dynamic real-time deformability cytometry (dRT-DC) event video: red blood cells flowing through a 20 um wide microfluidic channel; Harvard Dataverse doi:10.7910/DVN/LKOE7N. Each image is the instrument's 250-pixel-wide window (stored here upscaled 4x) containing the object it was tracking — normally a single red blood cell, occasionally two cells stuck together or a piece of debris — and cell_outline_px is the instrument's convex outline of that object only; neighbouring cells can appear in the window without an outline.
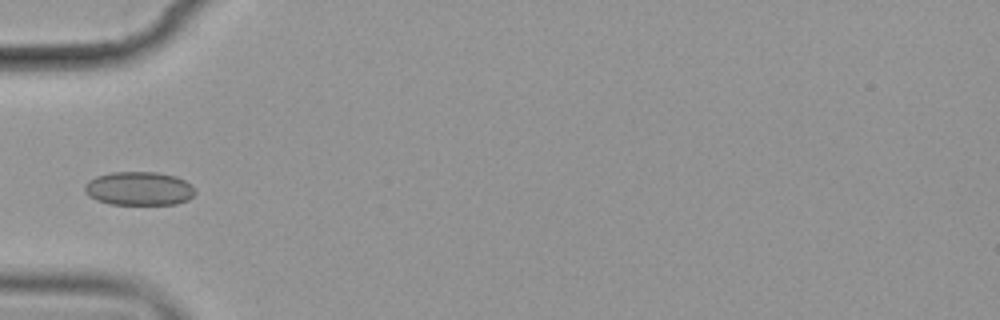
{"species": "common noctule bat (a hibernating species)", "species_latin": "Nyctalus noctula", "temperature_condition": "cold", "stored_images_in_passage": 9, "camera_frame_rate_fps": 3000, "um_per_image_px": 0.085, "animal": {"sex": "female", "body_mass_g": 19.9}, "frame": {"image": 1, "passage_image": 6, "time_ms": 5.667, "image_size_px": [1000, 320], "cell_outline_px": [[196, 192], [188, 200], [176, 204], [112, 204], [96, 200], [88, 196], [84, 192], [84, 184], [88, 180], [96, 176], [112, 172], [156, 172], [176, 176], [192, 184]], "centroid_in_image_um": [11.8, 16.02], "position_along_channel_um": 73.2, "area_um2": 21.85}}
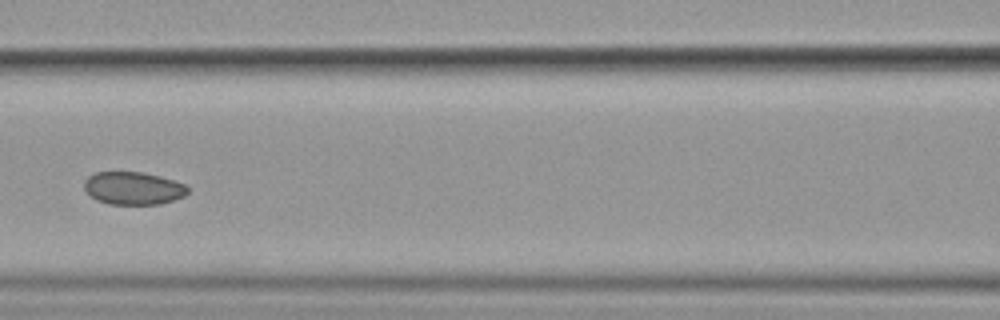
{"frame": {"image": 2, "passage_image": 8, "time_ms": 8.0, "image_size_px": [1000, 320], "cell_outline_px": [[188, 192], [184, 196], [160, 204], [108, 204], [96, 200], [84, 188], [84, 180], [88, 176], [96, 172], [144, 172], [160, 176], [184, 184], [188, 188]], "centroid_in_image_um": [11.31, 15.99], "position_along_channel_um": 155.3, "area_um2": 19.71}}
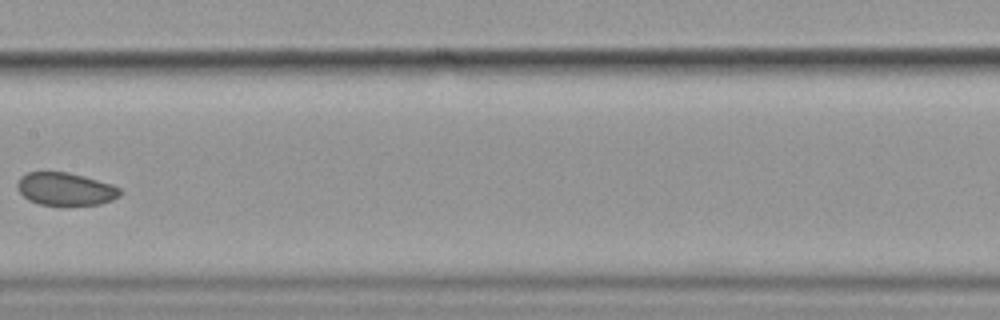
{"frame": {"image": 3, "passage_image": 9, "time_ms": 9.333, "image_size_px": [1000, 320], "cell_outline_px": [[120, 196], [112, 200], [100, 204], [64, 208], [40, 204], [28, 200], [16, 188], [16, 184], [20, 176], [28, 172], [68, 172], [84, 176], [112, 184], [120, 188]], "centroid_in_image_um": [5.56, 16.11], "position_along_channel_um": 201.8, "area_um2": 20.35}}